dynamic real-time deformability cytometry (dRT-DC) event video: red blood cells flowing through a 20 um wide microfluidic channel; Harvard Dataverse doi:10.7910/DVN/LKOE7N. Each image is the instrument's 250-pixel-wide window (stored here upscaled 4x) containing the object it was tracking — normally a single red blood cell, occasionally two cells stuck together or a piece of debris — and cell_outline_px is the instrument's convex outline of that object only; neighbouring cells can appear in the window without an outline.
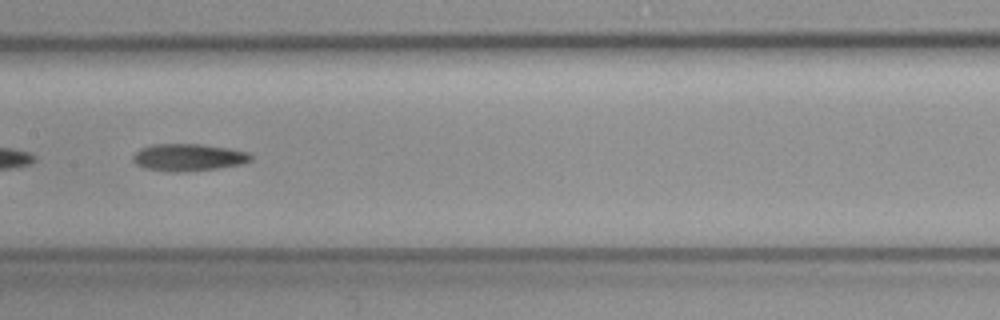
{"species": "common noctule bat (a hibernating species)", "species_latin": "Nyctalus noctula", "temperature_condition": "cold", "stored_images_in_passage": 57, "camera_frame_rate_fps": 3000, "um_per_image_px": 0.085, "animal": {"sex": "female", "body_mass_g": 19.3, "forearm_length_mm": 54.1}, "frame": {"image": 1, "passage_image": 30, "time_ms": 9.667, "image_size_px": [1000, 320], "cell_outline_px": [[252, 160], [240, 164], [216, 168], [180, 172], [168, 172], [144, 168], [136, 164], [132, 160], [132, 156], [140, 148], [152, 144], [204, 144], [228, 148], [248, 152], [252, 156]], "centroid_in_image_um": [15.97, 13.37], "position_along_channel_um": 191.4, "area_um2": 18.73}}
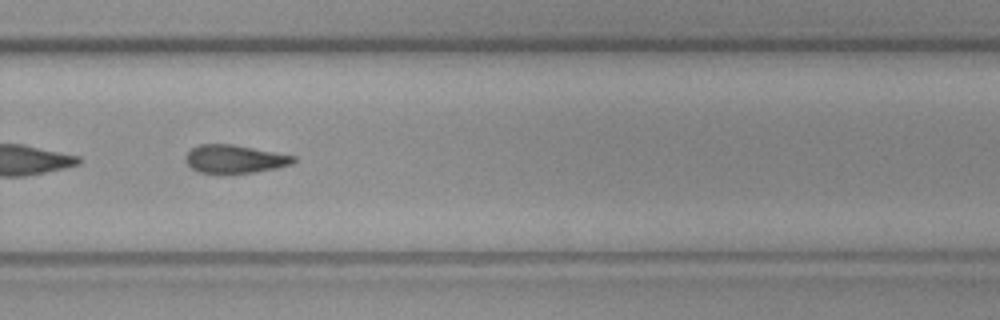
{"frame": {"image": 2, "passage_image": 40, "time_ms": 13.0, "image_size_px": [1000, 320], "cell_outline_px": [[296, 160], [292, 164], [276, 168], [252, 172], [200, 172], [192, 168], [184, 160], [184, 156], [192, 148], [200, 144], [232, 144], [296, 156]], "centroid_in_image_um": [19.94, 13.49], "position_along_channel_um": 309.9, "area_um2": 17.4}, "authors_computed_cell_mechanics": {"area_um2": 18.2648, "velocity_mm_per_s": 3.574, "shape_relaxation_time_tau1_ms": null, "shape_relaxation_time_tau2_ms": 7.7579, "deformation_change_tau1": null, "deformation_change_tau2": 0.1788}}